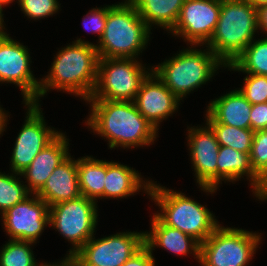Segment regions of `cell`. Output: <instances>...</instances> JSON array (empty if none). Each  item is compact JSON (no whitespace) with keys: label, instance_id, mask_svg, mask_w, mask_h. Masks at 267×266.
<instances>
[{"label":"cell","instance_id":"cell-13","mask_svg":"<svg viewBox=\"0 0 267 266\" xmlns=\"http://www.w3.org/2000/svg\"><path fill=\"white\" fill-rule=\"evenodd\" d=\"M221 0H185L176 24L168 33L181 37L189 45L204 46L214 34Z\"/></svg>","mask_w":267,"mask_h":266},{"label":"cell","instance_id":"cell-35","mask_svg":"<svg viewBox=\"0 0 267 266\" xmlns=\"http://www.w3.org/2000/svg\"><path fill=\"white\" fill-rule=\"evenodd\" d=\"M258 28L267 33V4L257 8ZM267 35V34H266ZM267 37V36H266Z\"/></svg>","mask_w":267,"mask_h":266},{"label":"cell","instance_id":"cell-14","mask_svg":"<svg viewBox=\"0 0 267 266\" xmlns=\"http://www.w3.org/2000/svg\"><path fill=\"white\" fill-rule=\"evenodd\" d=\"M1 220L11 240L36 243L44 227L49 225V206L33 194L4 212Z\"/></svg>","mask_w":267,"mask_h":266},{"label":"cell","instance_id":"cell-21","mask_svg":"<svg viewBox=\"0 0 267 266\" xmlns=\"http://www.w3.org/2000/svg\"><path fill=\"white\" fill-rule=\"evenodd\" d=\"M151 219V231L144 232V245L153 253L154 248L161 247L177 255L195 256L199 263L200 243L193 237L165 225L155 214Z\"/></svg>","mask_w":267,"mask_h":266},{"label":"cell","instance_id":"cell-3","mask_svg":"<svg viewBox=\"0 0 267 266\" xmlns=\"http://www.w3.org/2000/svg\"><path fill=\"white\" fill-rule=\"evenodd\" d=\"M150 34L151 29L139 16L136 6L125 0L108 10L104 32L95 47L99 58L136 59L146 48Z\"/></svg>","mask_w":267,"mask_h":266},{"label":"cell","instance_id":"cell-29","mask_svg":"<svg viewBox=\"0 0 267 266\" xmlns=\"http://www.w3.org/2000/svg\"><path fill=\"white\" fill-rule=\"evenodd\" d=\"M249 156L254 173L267 185V130L254 132Z\"/></svg>","mask_w":267,"mask_h":266},{"label":"cell","instance_id":"cell-24","mask_svg":"<svg viewBox=\"0 0 267 266\" xmlns=\"http://www.w3.org/2000/svg\"><path fill=\"white\" fill-rule=\"evenodd\" d=\"M78 182L81 196L94 200L104 198L106 160L86 156L77 159Z\"/></svg>","mask_w":267,"mask_h":266},{"label":"cell","instance_id":"cell-7","mask_svg":"<svg viewBox=\"0 0 267 266\" xmlns=\"http://www.w3.org/2000/svg\"><path fill=\"white\" fill-rule=\"evenodd\" d=\"M261 235L244 229L218 226L200 244L201 266H247L252 260Z\"/></svg>","mask_w":267,"mask_h":266},{"label":"cell","instance_id":"cell-17","mask_svg":"<svg viewBox=\"0 0 267 266\" xmlns=\"http://www.w3.org/2000/svg\"><path fill=\"white\" fill-rule=\"evenodd\" d=\"M60 132L33 159L30 165L21 173L26 179L27 189L31 194H37L47 182L54 169L69 155V139Z\"/></svg>","mask_w":267,"mask_h":266},{"label":"cell","instance_id":"cell-15","mask_svg":"<svg viewBox=\"0 0 267 266\" xmlns=\"http://www.w3.org/2000/svg\"><path fill=\"white\" fill-rule=\"evenodd\" d=\"M205 127L188 128L190 160L201 190L214 193L217 190V157L219 143L214 131L206 123Z\"/></svg>","mask_w":267,"mask_h":266},{"label":"cell","instance_id":"cell-26","mask_svg":"<svg viewBox=\"0 0 267 266\" xmlns=\"http://www.w3.org/2000/svg\"><path fill=\"white\" fill-rule=\"evenodd\" d=\"M216 136L220 146L230 147L236 151L250 153L254 131L220 123H207Z\"/></svg>","mask_w":267,"mask_h":266},{"label":"cell","instance_id":"cell-28","mask_svg":"<svg viewBox=\"0 0 267 266\" xmlns=\"http://www.w3.org/2000/svg\"><path fill=\"white\" fill-rule=\"evenodd\" d=\"M0 250V266H36L31 245L33 242L8 240Z\"/></svg>","mask_w":267,"mask_h":266},{"label":"cell","instance_id":"cell-25","mask_svg":"<svg viewBox=\"0 0 267 266\" xmlns=\"http://www.w3.org/2000/svg\"><path fill=\"white\" fill-rule=\"evenodd\" d=\"M226 68L246 74L267 76V37L254 39Z\"/></svg>","mask_w":267,"mask_h":266},{"label":"cell","instance_id":"cell-27","mask_svg":"<svg viewBox=\"0 0 267 266\" xmlns=\"http://www.w3.org/2000/svg\"><path fill=\"white\" fill-rule=\"evenodd\" d=\"M19 176V177H18ZM21 174L0 172V214L32 195L26 184L20 181Z\"/></svg>","mask_w":267,"mask_h":266},{"label":"cell","instance_id":"cell-34","mask_svg":"<svg viewBox=\"0 0 267 266\" xmlns=\"http://www.w3.org/2000/svg\"><path fill=\"white\" fill-rule=\"evenodd\" d=\"M122 266H155V258L151 251L144 245Z\"/></svg>","mask_w":267,"mask_h":266},{"label":"cell","instance_id":"cell-39","mask_svg":"<svg viewBox=\"0 0 267 266\" xmlns=\"http://www.w3.org/2000/svg\"><path fill=\"white\" fill-rule=\"evenodd\" d=\"M3 8L0 7V30H5V26H4V20H3Z\"/></svg>","mask_w":267,"mask_h":266},{"label":"cell","instance_id":"cell-2","mask_svg":"<svg viewBox=\"0 0 267 266\" xmlns=\"http://www.w3.org/2000/svg\"><path fill=\"white\" fill-rule=\"evenodd\" d=\"M72 44V45H71ZM57 52L48 75L41 78L39 99L50 89L68 92L85 102L91 97L97 82L99 56L95 44L78 38Z\"/></svg>","mask_w":267,"mask_h":266},{"label":"cell","instance_id":"cell-6","mask_svg":"<svg viewBox=\"0 0 267 266\" xmlns=\"http://www.w3.org/2000/svg\"><path fill=\"white\" fill-rule=\"evenodd\" d=\"M190 46L151 68L180 100L210 81L220 67H226L208 47L202 50L196 49V45Z\"/></svg>","mask_w":267,"mask_h":266},{"label":"cell","instance_id":"cell-40","mask_svg":"<svg viewBox=\"0 0 267 266\" xmlns=\"http://www.w3.org/2000/svg\"><path fill=\"white\" fill-rule=\"evenodd\" d=\"M14 0H0V7H6V5L12 3ZM19 2V0H17Z\"/></svg>","mask_w":267,"mask_h":266},{"label":"cell","instance_id":"cell-38","mask_svg":"<svg viewBox=\"0 0 267 266\" xmlns=\"http://www.w3.org/2000/svg\"><path fill=\"white\" fill-rule=\"evenodd\" d=\"M249 2H251L256 8L267 4V0H248Z\"/></svg>","mask_w":267,"mask_h":266},{"label":"cell","instance_id":"cell-5","mask_svg":"<svg viewBox=\"0 0 267 266\" xmlns=\"http://www.w3.org/2000/svg\"><path fill=\"white\" fill-rule=\"evenodd\" d=\"M151 182L149 196L160 208L154 213L165 225L179 229L203 243L221 224L206 206L185 196L184 193L166 189Z\"/></svg>","mask_w":267,"mask_h":266},{"label":"cell","instance_id":"cell-32","mask_svg":"<svg viewBox=\"0 0 267 266\" xmlns=\"http://www.w3.org/2000/svg\"><path fill=\"white\" fill-rule=\"evenodd\" d=\"M113 5L114 4L106 5L100 8H92V10H89V13H87V15L83 17L84 28L93 33H96L99 36L98 41L102 37L104 28L106 26L107 12Z\"/></svg>","mask_w":267,"mask_h":266},{"label":"cell","instance_id":"cell-22","mask_svg":"<svg viewBox=\"0 0 267 266\" xmlns=\"http://www.w3.org/2000/svg\"><path fill=\"white\" fill-rule=\"evenodd\" d=\"M151 182L143 180L138 171L127 165L106 161L104 199L128 198L142 189L149 194Z\"/></svg>","mask_w":267,"mask_h":266},{"label":"cell","instance_id":"cell-31","mask_svg":"<svg viewBox=\"0 0 267 266\" xmlns=\"http://www.w3.org/2000/svg\"><path fill=\"white\" fill-rule=\"evenodd\" d=\"M17 3L25 16L34 20L53 16L60 9L58 0H19Z\"/></svg>","mask_w":267,"mask_h":266},{"label":"cell","instance_id":"cell-9","mask_svg":"<svg viewBox=\"0 0 267 266\" xmlns=\"http://www.w3.org/2000/svg\"><path fill=\"white\" fill-rule=\"evenodd\" d=\"M97 212V202L84 196L49 207V225L71 242L70 255L95 235Z\"/></svg>","mask_w":267,"mask_h":266},{"label":"cell","instance_id":"cell-10","mask_svg":"<svg viewBox=\"0 0 267 266\" xmlns=\"http://www.w3.org/2000/svg\"><path fill=\"white\" fill-rule=\"evenodd\" d=\"M144 246V232L90 238L74 255L75 266H122Z\"/></svg>","mask_w":267,"mask_h":266},{"label":"cell","instance_id":"cell-20","mask_svg":"<svg viewBox=\"0 0 267 266\" xmlns=\"http://www.w3.org/2000/svg\"><path fill=\"white\" fill-rule=\"evenodd\" d=\"M252 104L239 89L211 101L206 110V123H220L237 128H250Z\"/></svg>","mask_w":267,"mask_h":266},{"label":"cell","instance_id":"cell-23","mask_svg":"<svg viewBox=\"0 0 267 266\" xmlns=\"http://www.w3.org/2000/svg\"><path fill=\"white\" fill-rule=\"evenodd\" d=\"M146 25L170 31L177 22L185 0H130Z\"/></svg>","mask_w":267,"mask_h":266},{"label":"cell","instance_id":"cell-12","mask_svg":"<svg viewBox=\"0 0 267 266\" xmlns=\"http://www.w3.org/2000/svg\"><path fill=\"white\" fill-rule=\"evenodd\" d=\"M27 114L24 125L16 137L11 157V171L21 174L34 157L49 144L60 132L46 126L40 104L24 103Z\"/></svg>","mask_w":267,"mask_h":266},{"label":"cell","instance_id":"cell-8","mask_svg":"<svg viewBox=\"0 0 267 266\" xmlns=\"http://www.w3.org/2000/svg\"><path fill=\"white\" fill-rule=\"evenodd\" d=\"M137 60L99 58L97 82L89 99L134 101L143 80L152 71Z\"/></svg>","mask_w":267,"mask_h":266},{"label":"cell","instance_id":"cell-16","mask_svg":"<svg viewBox=\"0 0 267 266\" xmlns=\"http://www.w3.org/2000/svg\"><path fill=\"white\" fill-rule=\"evenodd\" d=\"M133 102L137 110L157 131L160 122L174 114L180 105V99L153 71L143 80Z\"/></svg>","mask_w":267,"mask_h":266},{"label":"cell","instance_id":"cell-36","mask_svg":"<svg viewBox=\"0 0 267 266\" xmlns=\"http://www.w3.org/2000/svg\"><path fill=\"white\" fill-rule=\"evenodd\" d=\"M36 266H75V261H74V257L70 254L67 253V256L62 259V261L58 262L57 263H52V264H49V263H37Z\"/></svg>","mask_w":267,"mask_h":266},{"label":"cell","instance_id":"cell-19","mask_svg":"<svg viewBox=\"0 0 267 266\" xmlns=\"http://www.w3.org/2000/svg\"><path fill=\"white\" fill-rule=\"evenodd\" d=\"M48 206L77 199L81 196L78 182L77 160L69 155L48 177L43 188L36 194Z\"/></svg>","mask_w":267,"mask_h":266},{"label":"cell","instance_id":"cell-4","mask_svg":"<svg viewBox=\"0 0 267 266\" xmlns=\"http://www.w3.org/2000/svg\"><path fill=\"white\" fill-rule=\"evenodd\" d=\"M257 30V8L251 2L221 0L216 29L205 47L227 66L254 40Z\"/></svg>","mask_w":267,"mask_h":266},{"label":"cell","instance_id":"cell-37","mask_svg":"<svg viewBox=\"0 0 267 266\" xmlns=\"http://www.w3.org/2000/svg\"><path fill=\"white\" fill-rule=\"evenodd\" d=\"M1 106V105H0ZM0 107V135L5 131V127L7 126V118L9 117L7 112ZM6 125V126H5Z\"/></svg>","mask_w":267,"mask_h":266},{"label":"cell","instance_id":"cell-33","mask_svg":"<svg viewBox=\"0 0 267 266\" xmlns=\"http://www.w3.org/2000/svg\"><path fill=\"white\" fill-rule=\"evenodd\" d=\"M250 129L254 132L267 129V103L252 105L250 112Z\"/></svg>","mask_w":267,"mask_h":266},{"label":"cell","instance_id":"cell-11","mask_svg":"<svg viewBox=\"0 0 267 266\" xmlns=\"http://www.w3.org/2000/svg\"><path fill=\"white\" fill-rule=\"evenodd\" d=\"M30 60L28 48L0 30V83L15 84L21 90L24 103L38 104L40 81L33 76Z\"/></svg>","mask_w":267,"mask_h":266},{"label":"cell","instance_id":"cell-1","mask_svg":"<svg viewBox=\"0 0 267 266\" xmlns=\"http://www.w3.org/2000/svg\"><path fill=\"white\" fill-rule=\"evenodd\" d=\"M91 113L85 123L88 128L108 140L109 148L150 146L158 131L137 110L133 101L88 99Z\"/></svg>","mask_w":267,"mask_h":266},{"label":"cell","instance_id":"cell-30","mask_svg":"<svg viewBox=\"0 0 267 266\" xmlns=\"http://www.w3.org/2000/svg\"><path fill=\"white\" fill-rule=\"evenodd\" d=\"M240 92L252 104L267 103V76L247 74Z\"/></svg>","mask_w":267,"mask_h":266},{"label":"cell","instance_id":"cell-18","mask_svg":"<svg viewBox=\"0 0 267 266\" xmlns=\"http://www.w3.org/2000/svg\"><path fill=\"white\" fill-rule=\"evenodd\" d=\"M250 153L220 146L217 157V189L222 181L235 182L246 176L254 195L261 201L267 200V185L254 173Z\"/></svg>","mask_w":267,"mask_h":266}]
</instances>
